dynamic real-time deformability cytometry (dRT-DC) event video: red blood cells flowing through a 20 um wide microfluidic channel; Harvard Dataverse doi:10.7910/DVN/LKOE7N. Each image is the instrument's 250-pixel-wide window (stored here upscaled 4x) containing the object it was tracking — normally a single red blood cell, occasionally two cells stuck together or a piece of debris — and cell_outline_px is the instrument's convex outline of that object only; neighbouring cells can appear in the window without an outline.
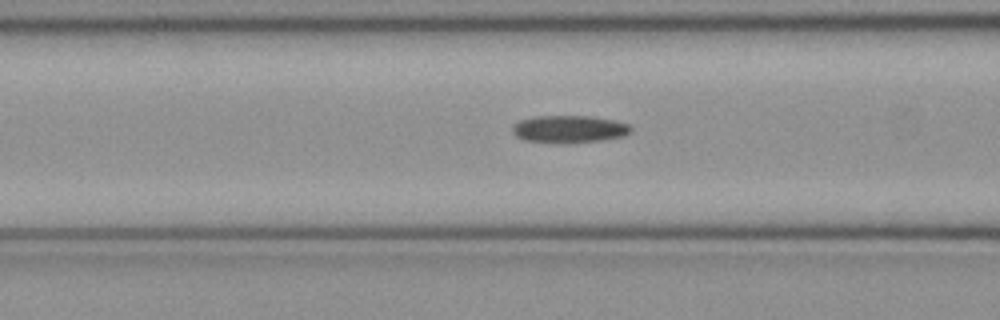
{"species": "common noctule bat (a hibernating species)", "species_latin": "Nyctalus noctula", "temperature_condition": "cold", "stored_images_in_passage": 51, "camera_frame_rate_fps": 3000, "um_per_image_px": 0.085, "animal": {"sex": "female", "body_mass_g": 21.9}, "frame": {"image": 1, "passage_image": 20, "time_ms": 6.333, "image_size_px": [1000, 320], "cell_outline_px": [[632, 132], [624, 136], [600, 140], [564, 144], [552, 144], [524, 140], [516, 136], [512, 132], [512, 124], [520, 120], [532, 116], [592, 116], [612, 120], [628, 124], [632, 128]], "centroid_in_image_um": [48.33, 10.98], "position_along_channel_um": 118.3, "area_um2": 19.31}}
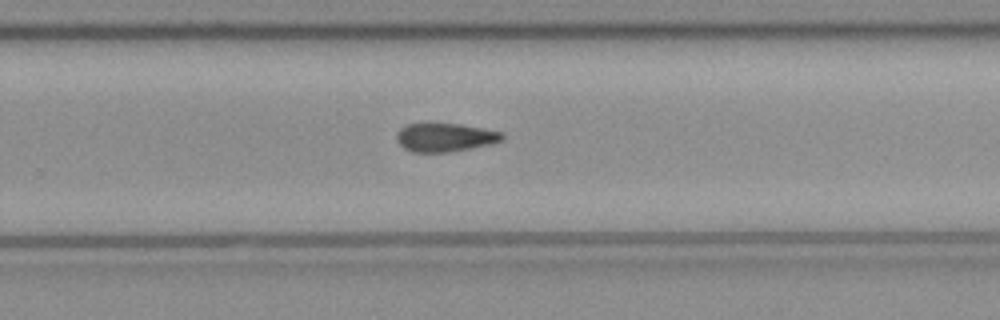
{"frame": {"image": 2, "passage_image": 33, "time_ms": 10.667, "image_size_px": [1000, 320], "cell_outline_px": [[504, 140], [492, 144], [448, 152], [412, 152], [404, 148], [396, 140], [396, 132], [400, 128], [408, 124], [460, 124], [484, 128], [504, 132]], "centroid_in_image_um": [37.86, 11.68], "position_along_channel_um": 291.9, "area_um2": 17.63}}
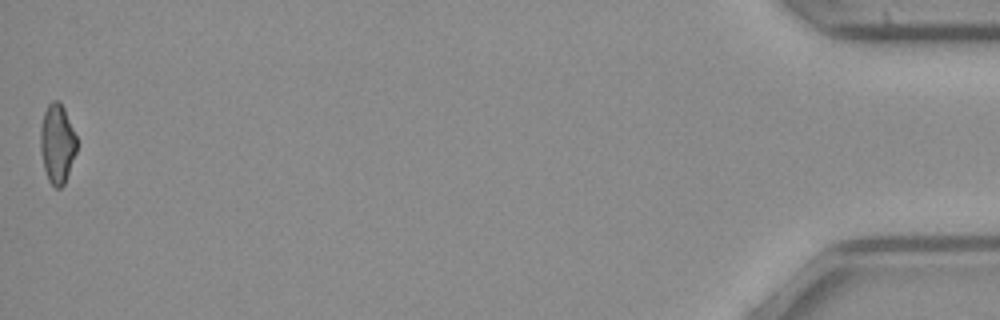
{"frame": {"image": 3, "passage_image": 51, "time_ms": 16.667, "image_size_px": [1000, 320], "cell_outline_px": [[76, 152], [64, 184], [60, 188], [56, 188], [48, 180], [44, 168], [40, 152], [40, 128], [44, 112], [48, 104], [52, 100], [60, 100], [64, 108], [76, 136]], "centroid_in_image_um": [4.84, 12.19], "position_along_channel_um": 430.4, "area_um2": 16.76}, "authors_computed_cell_mechanics": {"area_um2": 18.1492, "velocity_mm_per_s": 4.0078, "shape_relaxation_time_tau1_ms": 10.9294, "shape_relaxation_time_tau2_ms": null, "deformation_change_tau1": 0.1959, "deformation_change_tau2": null}}